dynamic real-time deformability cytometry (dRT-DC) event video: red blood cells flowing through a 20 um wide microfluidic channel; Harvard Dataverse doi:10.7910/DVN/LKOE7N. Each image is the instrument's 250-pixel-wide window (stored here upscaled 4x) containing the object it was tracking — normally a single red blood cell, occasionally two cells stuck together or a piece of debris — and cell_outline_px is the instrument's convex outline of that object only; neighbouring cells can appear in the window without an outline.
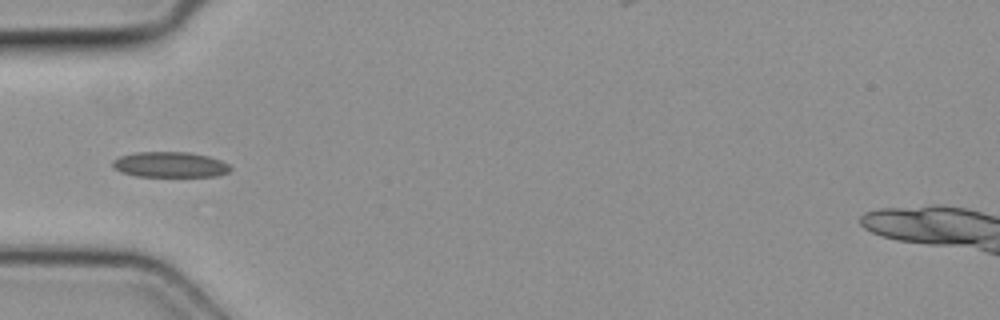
{"species": "common noctule bat (a hibernating species)", "species_latin": "Nyctalus noctula", "temperature_condition": "cold", "stored_images_in_passage": 5, "camera_frame_rate_fps": 3000, "um_per_image_px": 0.085, "animal": {"sex": "female", "body_mass_g": 19.3, "forearm_length_mm": 54.1}, "frame": {"image": 1, "passage_image": 4, "time_ms": 1.0, "image_size_px": [1000, 320], "cell_outline_px": [[232, 168], [228, 172], [220, 176], [136, 176], [120, 172], [112, 168], [112, 160], [120, 156], [136, 152], [188, 152], [208, 156], [220, 160], [228, 164]], "centroid_in_image_um": [14.43, 13.99], "position_along_channel_um": 70.6, "area_um2": 17.57}}
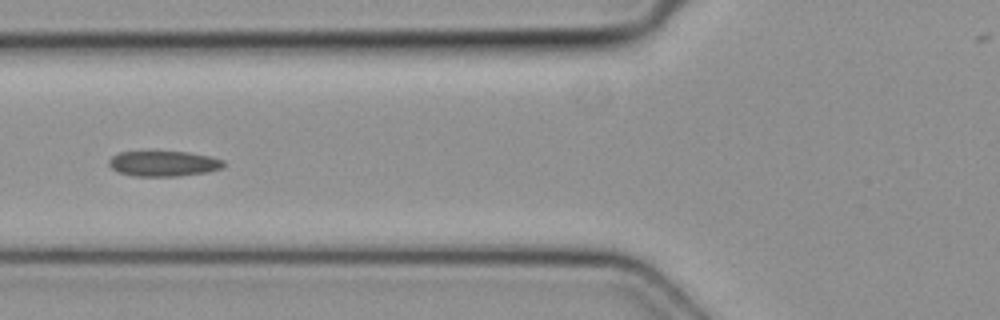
{"frame": {"image": 2, "passage_image": 5, "time_ms": 1.333, "image_size_px": [1000, 320], "cell_outline_px": [[224, 168], [208, 172], [180, 176], [132, 176], [120, 172], [112, 168], [108, 164], [108, 160], [112, 156], [120, 152], [188, 152], [208, 156], [224, 160]], "centroid_in_image_um": [13.92, 13.91], "position_along_channel_um": 111.9, "area_um2": 16.94}}